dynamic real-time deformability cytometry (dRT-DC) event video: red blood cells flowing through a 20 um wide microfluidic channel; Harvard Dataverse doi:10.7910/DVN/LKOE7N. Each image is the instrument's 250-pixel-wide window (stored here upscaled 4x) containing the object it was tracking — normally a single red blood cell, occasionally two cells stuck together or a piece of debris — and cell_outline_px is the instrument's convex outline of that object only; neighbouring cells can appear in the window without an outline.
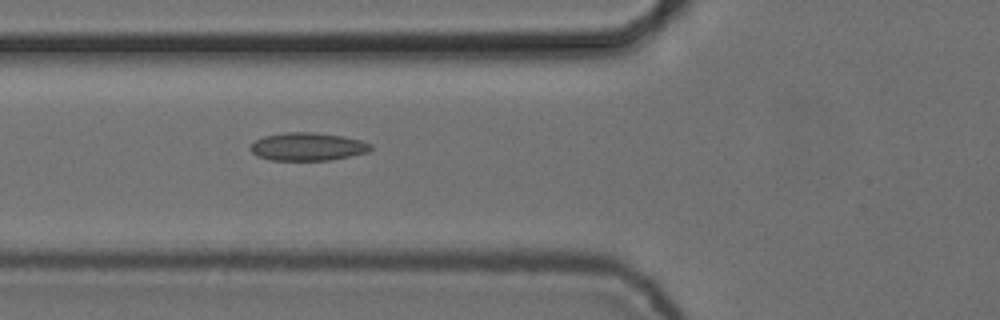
{"species": "common noctule bat (a hibernating species)", "species_latin": "Nyctalus noctula", "temperature_condition": "cold", "stored_images_in_passage": 3, "camera_frame_rate_fps": 3000, "um_per_image_px": 0.085, "animal": {"sex": "female", "body_mass_g": 24.6, "forearm_length_mm": 56.2}, "frame": {"image": 1, "passage_image": 3, "time_ms": 0.667, "image_size_px": [1000, 320], "cell_outline_px": [[372, 148], [368, 152], [332, 160], [268, 160], [256, 156], [248, 148], [256, 140], [264, 136], [284, 132], [312, 132], [344, 136], [360, 140], [372, 144]], "centroid_in_image_um": [26.14, 12.47], "position_along_channel_um": 99.7, "area_um2": 19.77}}